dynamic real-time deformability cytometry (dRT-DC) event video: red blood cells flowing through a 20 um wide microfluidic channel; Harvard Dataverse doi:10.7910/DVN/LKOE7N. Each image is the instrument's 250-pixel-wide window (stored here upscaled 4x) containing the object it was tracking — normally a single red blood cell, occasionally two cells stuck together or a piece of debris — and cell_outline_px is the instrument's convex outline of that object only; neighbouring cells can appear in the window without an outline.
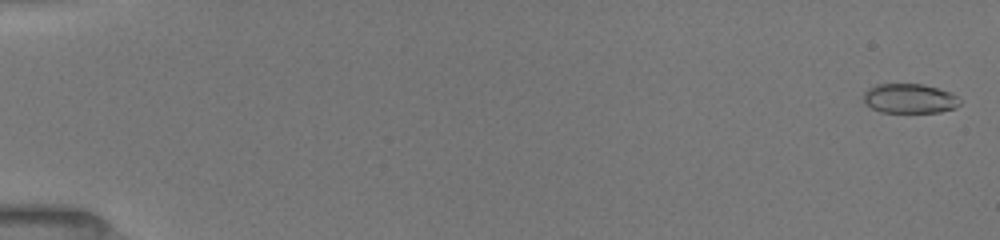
{"species": "common noctule bat (a hibernating species)", "species_latin": "Nyctalus noctula", "temperature_condition": "room temperature", "stored_images_in_passage": 53, "camera_frame_rate_fps": 3000, "um_per_image_px": 0.085, "animal": {"sex": "female", "body_mass_g": 19.5, "forearm_length_mm": 54.1}, "frame": {"image": 1, "passage_image": 2, "time_ms": 0.333, "image_size_px": [1000, 240], "cell_outline_px": [[960, 104], [956, 108], [940, 112], [880, 112], [864, 104], [864, 92], [868, 88], [876, 84], [924, 84], [952, 92], [960, 100]], "centroid_in_image_um": [77.32, 8.37], "position_along_channel_um": 7.7, "area_um2": 16.76}}
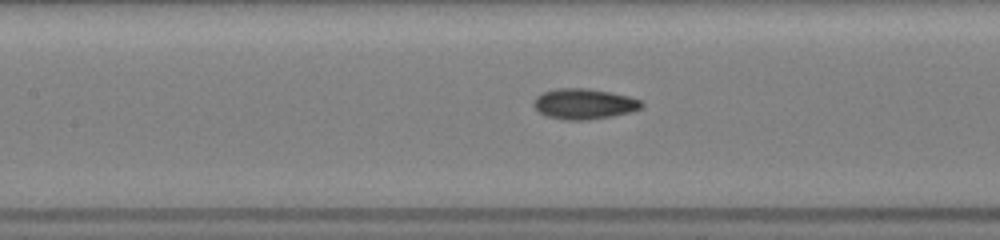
{"frame": {"image": 2, "passage_image": 26, "time_ms": 8.333, "image_size_px": [1000, 240], "cell_outline_px": [[644, 104], [640, 108], [632, 112], [612, 116], [588, 120], [564, 120], [544, 116], [532, 104], [536, 96], [544, 92], [560, 88], [584, 88], [608, 92], [628, 96], [640, 100]], "centroid_in_image_um": [49.63, 8.85], "position_along_channel_um": 157.8, "area_um2": 19.13}}
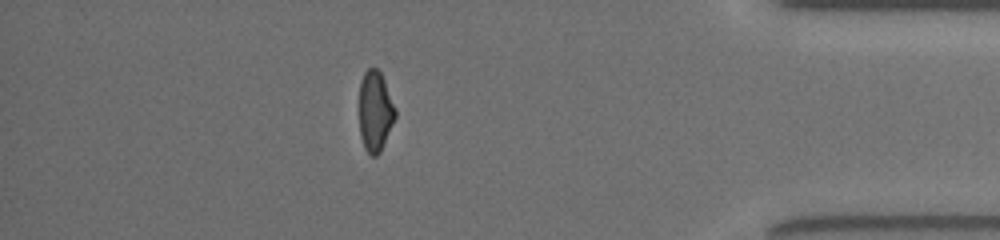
{"frame": {"image": 3, "passage_image": 47, "time_ms": 15.333, "image_size_px": [1000, 240], "cell_outline_px": [[396, 116], [380, 152], [376, 156], [372, 156], [364, 148], [360, 136], [360, 80], [364, 72], [368, 68], [376, 68], [380, 72], [384, 80], [396, 108]], "centroid_in_image_um": [31.89, 9.45], "position_along_channel_um": 403.3, "area_um2": 16.82}, "authors_computed_cell_mechanics": {"area_um2": 17.5712, "velocity_mm_per_s": 3.9982, "shape_relaxation_time_tau1_ms": 6.7077, "shape_relaxation_time_tau2_ms": 2.3361, "deformation_change_tau1": 0.1808, "deformation_change_tau2": 0.0794}}